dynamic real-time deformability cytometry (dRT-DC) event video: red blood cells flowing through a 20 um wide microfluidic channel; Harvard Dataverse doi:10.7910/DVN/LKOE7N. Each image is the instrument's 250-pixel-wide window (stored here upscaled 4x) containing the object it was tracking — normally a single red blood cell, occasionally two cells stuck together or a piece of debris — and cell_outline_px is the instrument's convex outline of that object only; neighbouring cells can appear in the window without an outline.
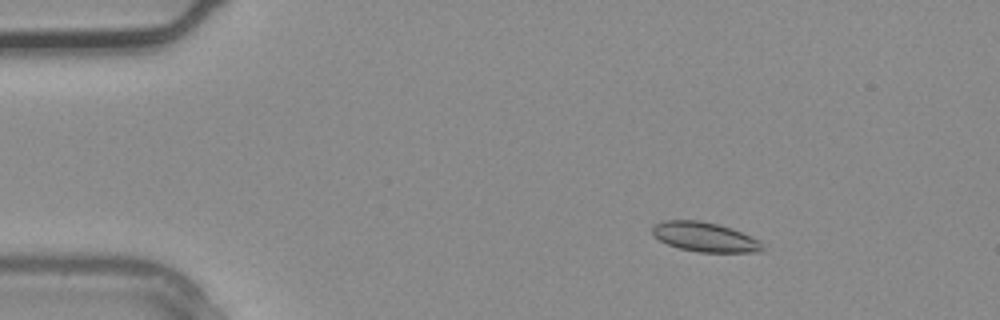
{"species": "common noctule bat (a hibernating species)", "species_latin": "Nyctalus noctula", "temperature_condition": "warm", "stored_images_in_passage": 3, "camera_frame_rate_fps": 3000, "um_per_image_px": 0.085, "animal": {"sex": "male", "body_mass_g": 20.4}, "frame": {"image": 1, "passage_image": 2, "time_ms": 0.333, "image_size_px": [1000, 320], "cell_outline_px": [[764, 252], [700, 252], [680, 248], [668, 244], [660, 240], [652, 232], [652, 228], [656, 224], [664, 220], [700, 220], [732, 228], [760, 240], [764, 244]], "centroid_in_image_um": [59.97, 20.15], "position_along_channel_um": 25.0, "area_um2": 18.9}}